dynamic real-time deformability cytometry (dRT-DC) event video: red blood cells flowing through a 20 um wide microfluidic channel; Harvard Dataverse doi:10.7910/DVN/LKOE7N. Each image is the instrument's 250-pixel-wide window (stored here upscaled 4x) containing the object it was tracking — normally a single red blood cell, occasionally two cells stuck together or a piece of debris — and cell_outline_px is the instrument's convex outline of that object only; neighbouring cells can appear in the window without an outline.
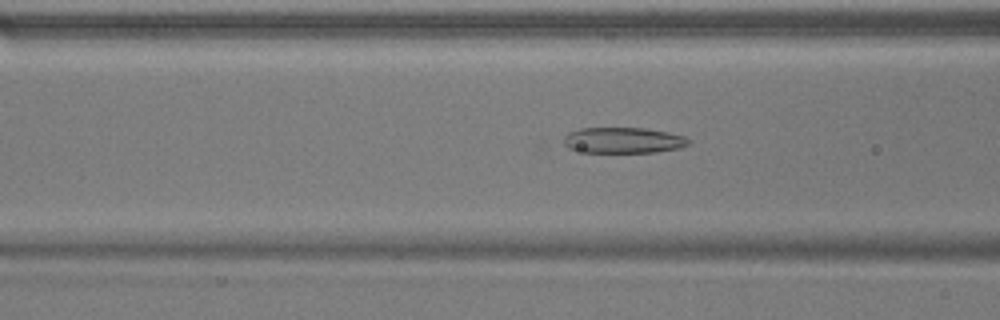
{"species": "common noctule bat (a hibernating species)", "species_latin": "Nyctalus noctula", "temperature_condition": "warm", "stored_images_in_passage": 42, "camera_frame_rate_fps": 3000, "um_per_image_px": 0.085, "animal": {"sex": "male", "body_mass_g": 17.9}, "frame": {"image": 1, "passage_image": 10, "time_ms": 3.0, "image_size_px": [1000, 320], "cell_outline_px": [[692, 140], [688, 144], [680, 148], [656, 152], [584, 152], [568, 148], [564, 144], [564, 136], [568, 132], [580, 128], [644, 128], [668, 132], [684, 136]], "centroid_in_image_um": [52.98, 11.92], "position_along_channel_um": 113.6, "area_um2": 18.84}}
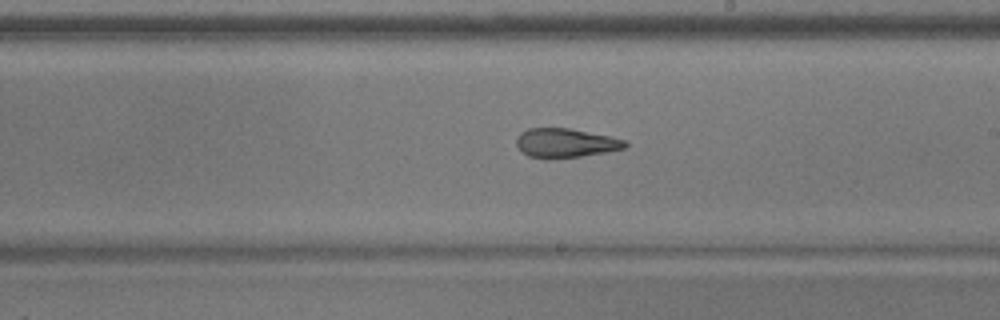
{"frame": {"image": 2, "passage_image": 20, "time_ms": 6.333, "image_size_px": [1000, 320], "cell_outline_px": [[628, 144], [624, 148], [608, 152], [580, 156], [544, 160], [528, 156], [516, 144], [516, 136], [520, 132], [528, 128], [568, 128], [608, 136], [624, 140]], "centroid_in_image_um": [48.02, 12.16], "position_along_channel_um": 241.0, "area_um2": 18.5}}
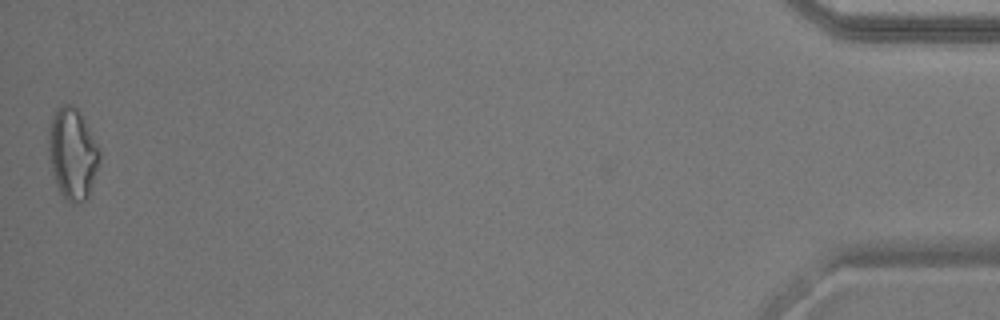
{"frame": {"image": 3, "passage_image": 42, "time_ms": 13.667, "image_size_px": [1000, 320], "cell_outline_px": [[100, 160], [88, 196], [84, 200], [72, 204], [60, 192], [56, 184], [48, 156], [48, 128], [52, 116], [56, 108], [64, 104], [68, 104], [76, 108], [80, 112], [100, 152]], "centroid_in_image_um": [6.13, 13.04], "position_along_channel_um": 429.1, "area_um2": 26.82}, "authors_computed_cell_mechanics": {"area_um2": 19.8832, "velocity_mm_per_s": 3.8161, "shape_relaxation_time_tau1_ms": null, "shape_relaxation_time_tau2_ms": 1.7911, "deformation_change_tau1": null, "deformation_change_tau2": 0.0992}}